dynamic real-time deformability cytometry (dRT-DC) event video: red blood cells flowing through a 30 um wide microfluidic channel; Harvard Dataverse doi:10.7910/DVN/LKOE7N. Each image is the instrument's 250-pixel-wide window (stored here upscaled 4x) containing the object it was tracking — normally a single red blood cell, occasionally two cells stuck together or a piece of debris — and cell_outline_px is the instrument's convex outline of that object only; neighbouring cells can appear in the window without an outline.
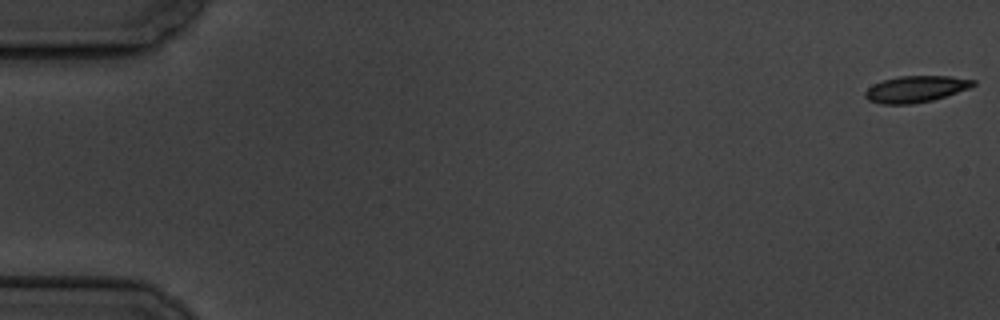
{"species": "common noctule bat (a hibernating species)", "species_latin": "Nyctalus noctula", "temperature_condition": "cold", "stored_images_in_passage": 5, "camera_frame_rate_fps": 3000, "um_per_image_px": 0.085, "animal": {"sex": "male", "body_mass_g": 19.5, "forearm_length_mm": 54.6}, "frame": {"image": 1, "passage_image": 1, "time_ms": 0.0, "image_size_px": [1000, 320], "cell_outline_px": [[976, 84], [968, 88], [932, 100], [912, 104], [884, 104], [868, 100], [864, 96], [864, 92], [872, 84], [884, 80], [900, 76], [952, 76], [976, 80]], "centroid_in_image_um": [77.82, 7.56], "position_along_channel_um": 7.2, "area_um2": 16.53}}
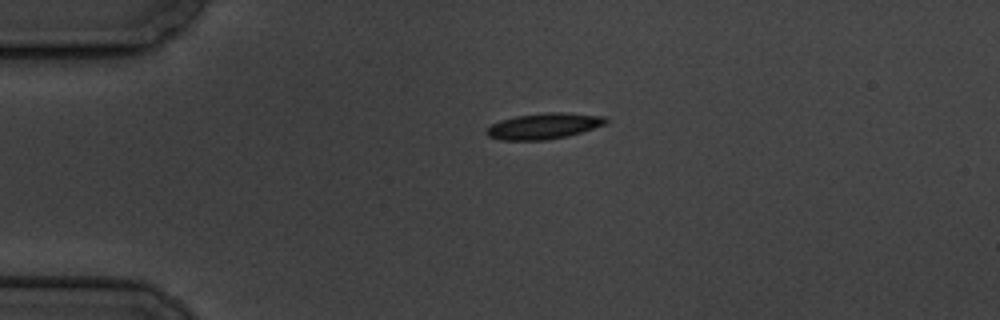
{"frame": {"image": 2, "passage_image": 4, "time_ms": 4.333, "image_size_px": [1000, 320], "cell_outline_px": [[608, 120], [604, 124], [580, 132], [564, 136], [544, 140], [500, 140], [488, 136], [484, 132], [484, 128], [500, 120], [516, 116], [544, 112], [564, 112], [604, 116]], "centroid_in_image_um": [46.14, 10.7], "position_along_channel_um": 38.9, "area_um2": 17.92}}